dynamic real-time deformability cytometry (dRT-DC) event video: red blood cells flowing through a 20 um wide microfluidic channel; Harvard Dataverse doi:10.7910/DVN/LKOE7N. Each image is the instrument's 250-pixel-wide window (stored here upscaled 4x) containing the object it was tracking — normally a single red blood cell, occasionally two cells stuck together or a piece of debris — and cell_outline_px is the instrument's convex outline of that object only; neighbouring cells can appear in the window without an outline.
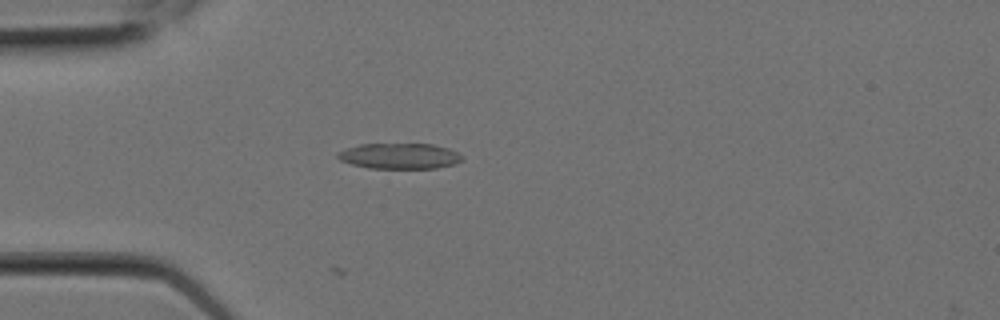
{"species": "Egyptian fruit bat (a non-hibernating species)", "species_latin": "Rousettus aegyptiacus", "temperature_condition": "room temperature", "stored_images_in_passage": 6, "camera_frame_rate_fps": 3000, "um_per_image_px": 0.085, "animal": {"sex": "female"}, "frame": {"image": 1, "passage_image": 1, "time_ms": 0.0, "image_size_px": [1000, 320], "cell_outline_px": [[464, 160], [456, 164], [436, 168], [368, 168], [352, 164], [340, 160], [336, 156], [336, 152], [360, 144], [432, 144], [448, 148], [464, 156]], "centroid_in_image_um": [33.99, 13.26], "position_along_channel_um": 51.0, "area_um2": 18.67}}
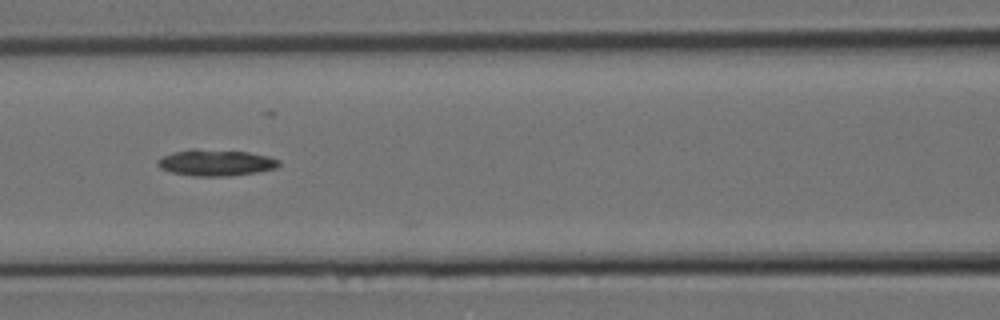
{"frame": {"image": 2, "passage_image": 4, "time_ms": 1.0, "image_size_px": [1000, 320], "cell_outline_px": [[280, 164], [276, 168], [256, 172], [228, 176], [192, 176], [172, 172], [160, 168], [156, 164], [156, 160], [172, 152], [192, 148], [196, 148], [248, 152], [268, 156], [280, 160]], "centroid_in_image_um": [18.32, 13.82], "position_along_channel_um": 148.3, "area_um2": 18.73}}
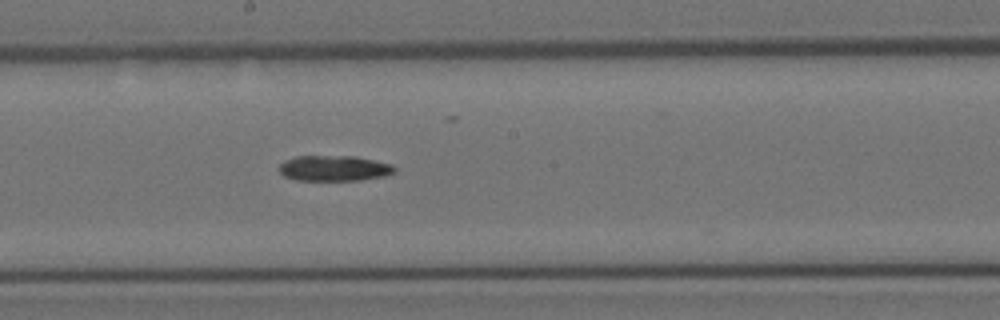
{"frame": {"image": 3, "passage_image": 6, "time_ms": 1.667, "image_size_px": [1000, 320], "cell_outline_px": [[396, 172], [384, 176], [360, 180], [296, 180], [284, 176], [280, 172], [280, 164], [284, 160], [296, 156], [356, 156], [392, 164], [396, 168]], "centroid_in_image_um": [28.42, 14.3], "position_along_channel_um": 219.8, "area_um2": 17.22}}